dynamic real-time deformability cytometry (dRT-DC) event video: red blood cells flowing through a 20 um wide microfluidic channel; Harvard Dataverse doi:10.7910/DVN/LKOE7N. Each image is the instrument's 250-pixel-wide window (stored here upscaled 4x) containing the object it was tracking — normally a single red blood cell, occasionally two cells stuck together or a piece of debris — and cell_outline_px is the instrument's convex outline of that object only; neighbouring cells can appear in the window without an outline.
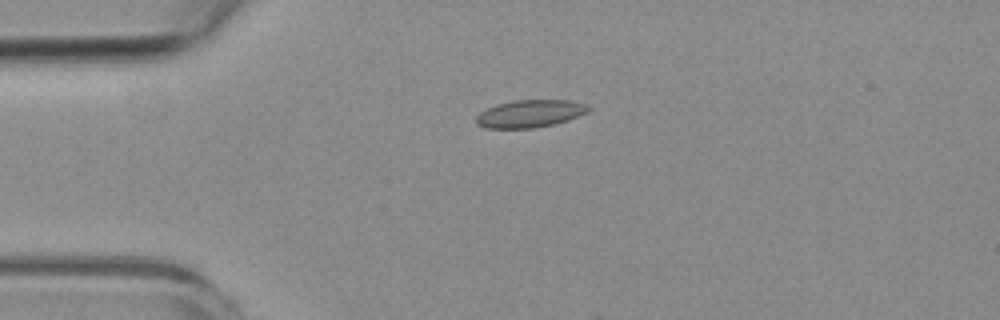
{"species": "common noctule bat (a hibernating species)", "species_latin": "Nyctalus noctula", "temperature_condition": "room temperature", "stored_images_in_passage": 2, "camera_frame_rate_fps": 3000, "um_per_image_px": 0.085, "animal": {"sex": "female", "body_mass_g": 19.3, "forearm_length_mm": 54.1}, "frame": {"image": 1, "passage_image": 1, "time_ms": 0.0, "image_size_px": [1000, 320], "cell_outline_px": [[592, 108], [588, 112], [568, 120], [556, 124], [532, 128], [484, 128], [476, 124], [476, 116], [480, 112], [496, 104], [516, 100], [572, 100], [584, 104]], "centroid_in_image_um": [45.05, 9.66], "position_along_channel_um": 39.9, "area_um2": 18.09}}